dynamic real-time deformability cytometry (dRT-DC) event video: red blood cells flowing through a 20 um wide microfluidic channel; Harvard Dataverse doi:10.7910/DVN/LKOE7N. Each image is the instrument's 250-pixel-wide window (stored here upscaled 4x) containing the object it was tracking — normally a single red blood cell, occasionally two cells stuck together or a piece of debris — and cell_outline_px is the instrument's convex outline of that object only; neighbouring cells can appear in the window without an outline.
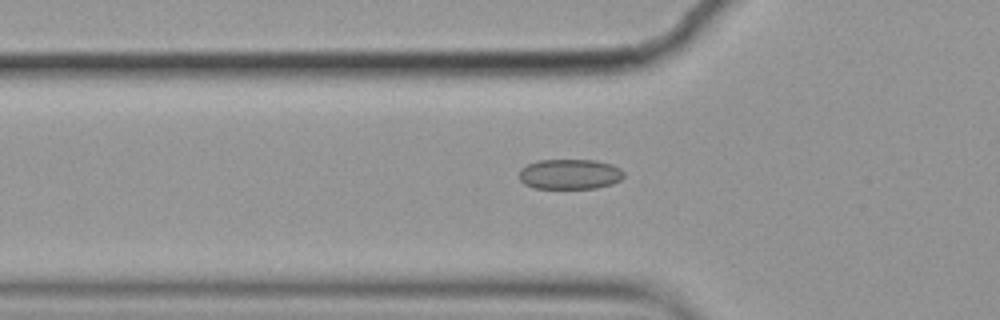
{"species": "common noctule bat (a hibernating species)", "species_latin": "Nyctalus noctula", "temperature_condition": "cold", "stored_images_in_passage": 7, "camera_frame_rate_fps": 3000, "um_per_image_px": 0.085, "animal": {"sex": "female", "body_mass_g": 19.9}, "frame": {"image": 1, "passage_image": 6, "time_ms": 1.667, "image_size_px": [1000, 320], "cell_outline_px": [[624, 176], [620, 180], [612, 184], [596, 188], [532, 188], [524, 184], [520, 180], [520, 168], [536, 160], [596, 160], [612, 164], [620, 168], [624, 172]], "centroid_in_image_um": [48.44, 14.8], "position_along_channel_um": 77.4, "area_um2": 18.55}}
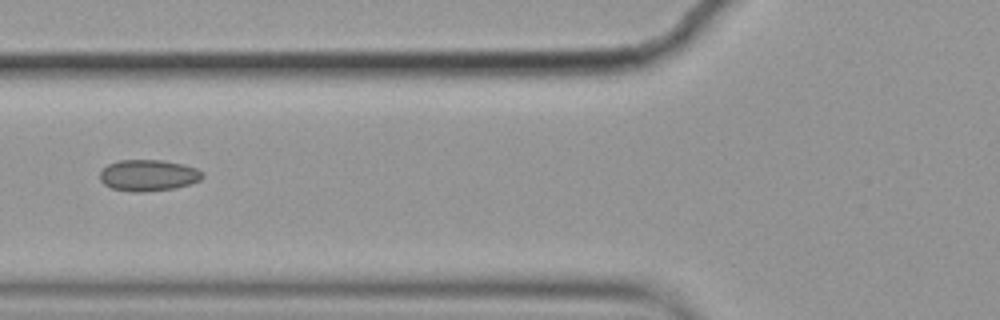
{"frame": {"image": 2, "passage_image": 7, "time_ms": 2.0, "image_size_px": [1000, 320], "cell_outline_px": [[204, 176], [200, 180], [176, 188], [140, 192], [132, 192], [112, 188], [104, 184], [100, 180], [100, 172], [108, 164], [120, 160], [160, 160], [184, 164], [196, 168], [204, 172]], "centroid_in_image_um": [12.62, 14.9], "position_along_channel_um": 113.2, "area_um2": 18.73}}